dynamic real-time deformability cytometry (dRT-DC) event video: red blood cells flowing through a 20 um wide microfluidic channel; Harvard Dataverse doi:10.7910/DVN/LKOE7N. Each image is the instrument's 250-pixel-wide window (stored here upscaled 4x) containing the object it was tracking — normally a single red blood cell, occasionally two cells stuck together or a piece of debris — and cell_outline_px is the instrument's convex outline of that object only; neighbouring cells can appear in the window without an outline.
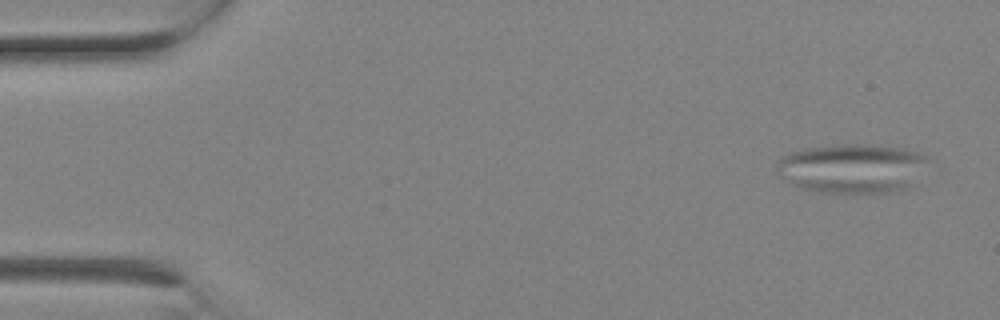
{"species": "Egyptian fruit bat (a non-hibernating species)", "species_latin": "Rousettus aegyptiacus", "temperature_condition": "room temperature", "stored_images_in_passage": 3, "camera_frame_rate_fps": 3000, "um_per_image_px": 0.085, "animal": {"sex": "female"}, "frame": {"image": 1, "passage_image": 3, "time_ms": 0.667, "image_size_px": [1000, 320], "cell_outline_px": [[928, 160], [908, 188], [896, 192], [852, 196], [816, 192], [800, 188], [792, 184], [780, 176], [776, 168], [776, 164], [780, 156], [804, 148], [840, 144], [880, 144], [924, 152], [928, 156]], "centroid_in_image_um": [72.43, 14.34], "position_along_channel_um": 12.6, "area_um2": 44.97}}